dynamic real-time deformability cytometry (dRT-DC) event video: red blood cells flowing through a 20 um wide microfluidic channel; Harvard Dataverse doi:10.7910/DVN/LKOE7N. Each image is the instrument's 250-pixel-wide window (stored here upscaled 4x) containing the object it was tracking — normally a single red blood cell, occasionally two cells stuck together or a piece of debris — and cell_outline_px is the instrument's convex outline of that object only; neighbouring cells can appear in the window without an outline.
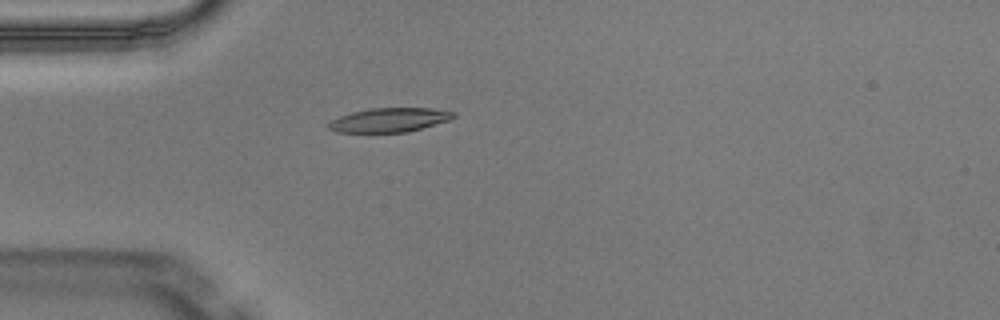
{"species": "Egyptian fruit bat (a non-hibernating species)", "species_latin": "Rousettus aegyptiacus", "temperature_condition": "warm", "stored_images_in_passage": 4, "camera_frame_rate_fps": 3000, "um_per_image_px": 0.085, "animal": {"sex": "male"}, "frame": {"image": 1, "passage_image": 4, "time_ms": 1.0, "image_size_px": [1000, 320], "cell_outline_px": [[456, 116], [452, 120], [408, 132], [336, 132], [328, 128], [328, 124], [332, 120], [340, 116], [352, 112], [372, 108], [432, 108], [456, 112]], "centroid_in_image_um": [33.16, 10.19], "position_along_channel_um": 51.8, "area_um2": 17.63}}